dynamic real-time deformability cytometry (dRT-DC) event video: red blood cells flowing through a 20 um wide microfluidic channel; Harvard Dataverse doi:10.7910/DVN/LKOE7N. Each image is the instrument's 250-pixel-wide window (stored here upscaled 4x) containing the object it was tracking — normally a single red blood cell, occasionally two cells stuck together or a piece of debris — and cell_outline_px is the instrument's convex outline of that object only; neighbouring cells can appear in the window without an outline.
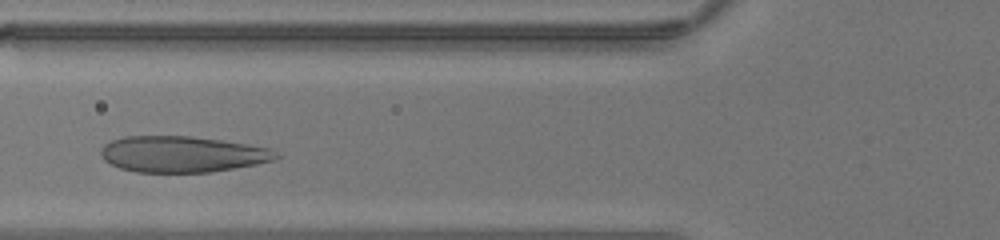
{"species": "human", "species_latin": "Homo sapiens", "temperature_condition": "warm", "stored_images_in_passage": 27, "camera_frame_rate_fps": 3000, "um_per_image_px": 0.085, "donor": {"sex": "male"}, "frame": {"image": 1, "passage_image": 9, "time_ms": 2.667, "image_size_px": [1000, 240], "cell_outline_px": [[284, 156], [276, 160], [236, 168], [212, 172], [136, 172], [120, 168], [104, 160], [100, 156], [100, 152], [104, 144], [112, 140], [124, 136], [192, 136], [248, 144], [272, 148]], "centroid_in_image_um": [15.55, 13.1], "position_along_channel_um": 110.3, "area_um2": 37.22}}
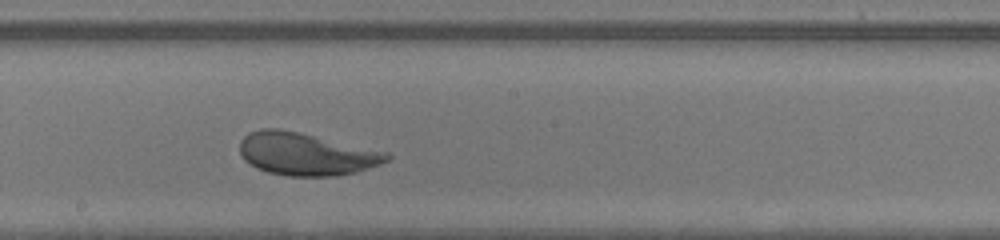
{"frame": {"image": 2, "passage_image": 16, "time_ms": 5.0, "image_size_px": [1000, 240], "cell_outline_px": [[392, 156], [388, 160], [380, 164], [356, 172], [336, 176], [288, 176], [268, 172], [256, 168], [244, 160], [240, 152], [240, 140], [248, 132], [260, 128], [280, 128], [388, 152]], "centroid_in_image_um": [25.99, 13.09], "position_along_channel_um": 222.2, "area_um2": 36.53}}
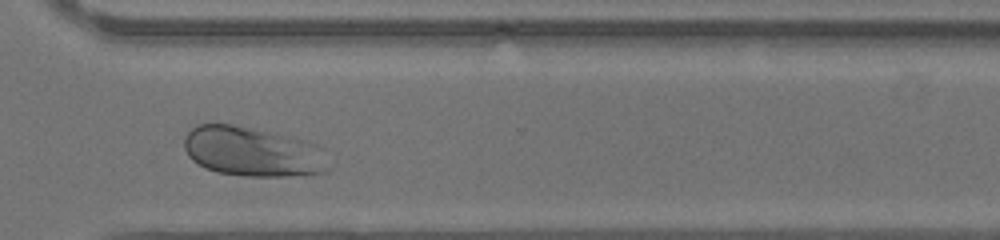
{"frame": {"image": 3, "passage_image": 24, "time_ms": 7.667, "image_size_px": [1000, 240], "cell_outline_px": [[332, 168], [328, 172], [304, 176], [248, 176], [216, 172], [204, 168], [192, 160], [188, 156], [184, 148], [184, 136], [192, 128], [200, 124], [232, 124], [268, 132], [300, 140]], "centroid_in_image_um": [21.3, 12.93], "position_along_channel_um": 349.3, "area_um2": 40.52}}